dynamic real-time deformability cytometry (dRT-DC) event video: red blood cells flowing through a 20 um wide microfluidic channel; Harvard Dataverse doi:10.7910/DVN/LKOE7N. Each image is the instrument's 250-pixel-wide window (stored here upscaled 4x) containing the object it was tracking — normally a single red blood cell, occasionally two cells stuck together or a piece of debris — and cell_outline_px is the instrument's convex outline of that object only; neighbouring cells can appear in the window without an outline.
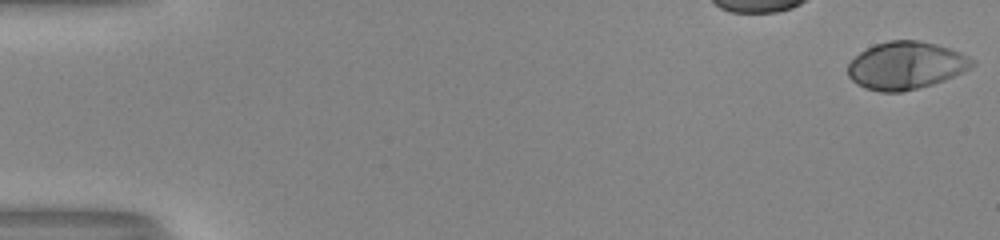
{"species": "human", "species_latin": "Homo sapiens", "temperature_condition": "room temperature", "stored_images_in_passage": 53, "camera_frame_rate_fps": 3000, "um_per_image_px": 0.085, "donor": {"sex": "male"}, "frame": {"image": 1, "passage_image": 1, "time_ms": 0.0, "image_size_px": [1000, 240], "cell_outline_px": [[976, 64], [944, 80], [932, 84], [900, 92], [880, 92], [864, 88], [856, 84], [848, 76], [848, 64], [860, 52], [876, 44], [888, 40], [916, 40], [936, 44], [960, 52], [976, 60]], "centroid_in_image_um": [76.98, 5.57], "position_along_channel_um": 8.0, "area_um2": 34.22}}
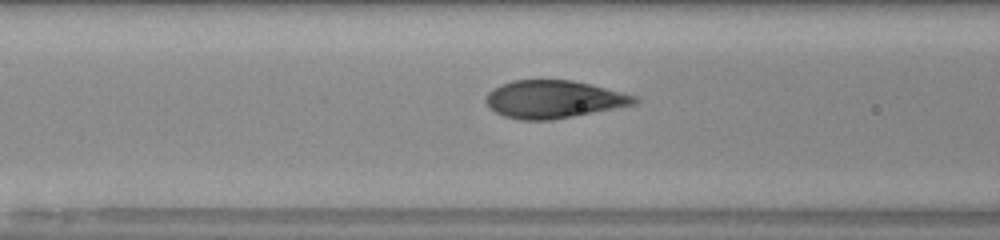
{"frame": {"image": 2, "passage_image": 23, "time_ms": 7.333, "image_size_px": [1000, 240], "cell_outline_px": [[640, 100], [636, 104], [552, 120], [520, 120], [504, 116], [488, 108], [484, 100], [488, 92], [500, 84], [512, 80], [572, 80], [636, 96]], "centroid_in_image_um": [47.0, 8.44], "position_along_channel_um": 119.6, "area_um2": 32.54}}
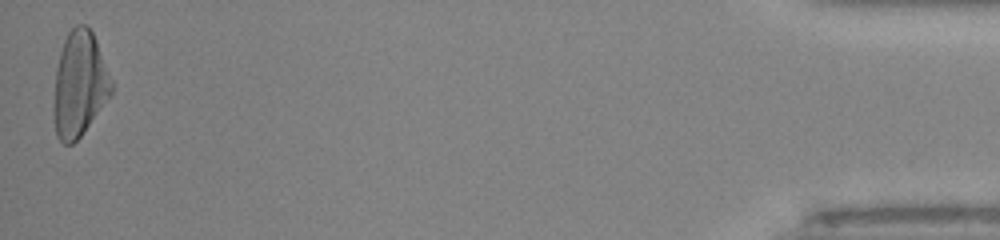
{"frame": {"image": 3, "passage_image": 53, "time_ms": 17.333, "image_size_px": [1000, 240], "cell_outline_px": [[112, 92], [80, 136], [72, 144], [64, 144], [56, 136], [52, 112], [52, 108], [56, 68], [60, 52], [64, 40], [68, 32], [76, 24], [84, 24], [92, 32], [96, 40], [112, 80]], "centroid_in_image_um": [6.71, 7.16], "position_along_channel_um": 428.5, "area_um2": 35.2}, "authors_computed_cell_mechanics": {"area_um2": 33.7552, "velocity_mm_per_s": 4.0198, "shape_relaxation_time_tau1_ms": 3.7514, "shape_relaxation_time_tau2_ms": null, "deformation_change_tau1": 0.2242, "deformation_change_tau2": null}}